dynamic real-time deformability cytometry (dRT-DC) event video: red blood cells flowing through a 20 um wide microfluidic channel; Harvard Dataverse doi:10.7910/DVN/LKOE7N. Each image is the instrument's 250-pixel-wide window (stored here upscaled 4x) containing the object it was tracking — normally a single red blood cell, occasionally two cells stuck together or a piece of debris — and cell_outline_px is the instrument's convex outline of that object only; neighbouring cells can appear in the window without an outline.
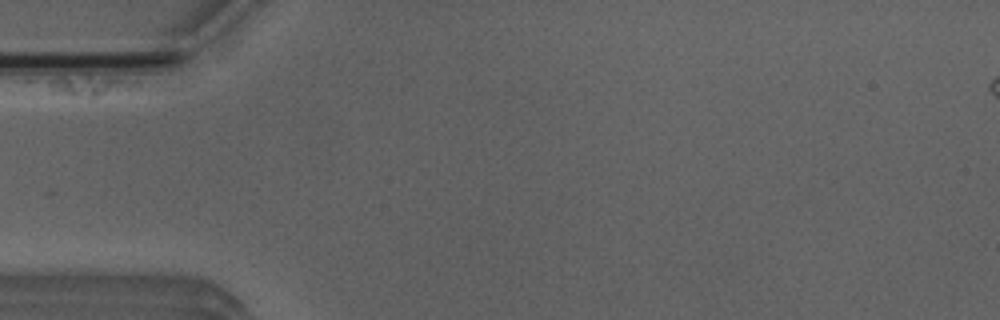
{"species": "Egyptian fruit bat (a non-hibernating species)", "species_latin": "Rousettus aegyptiacus", "temperature_condition": "room temperature", "stored_images_in_passage": 5, "camera_frame_rate_fps": 3000, "um_per_image_px": 0.085, "animal": {"sex": "male"}, "frame": {"image": 1, "passage_image": 1, "time_ms": 0.0, "image_size_px": [1000, 320], "cell_outline_px": [[140, 84], [132, 88], [92, 100], [88, 100], [52, 92], [48, 84], [52, 80], [64, 76], [88, 76], [120, 80]], "centroid_in_image_um": [7.54, 7.37], "position_along_channel_um": 77.5, "area_um2": 10.35}}